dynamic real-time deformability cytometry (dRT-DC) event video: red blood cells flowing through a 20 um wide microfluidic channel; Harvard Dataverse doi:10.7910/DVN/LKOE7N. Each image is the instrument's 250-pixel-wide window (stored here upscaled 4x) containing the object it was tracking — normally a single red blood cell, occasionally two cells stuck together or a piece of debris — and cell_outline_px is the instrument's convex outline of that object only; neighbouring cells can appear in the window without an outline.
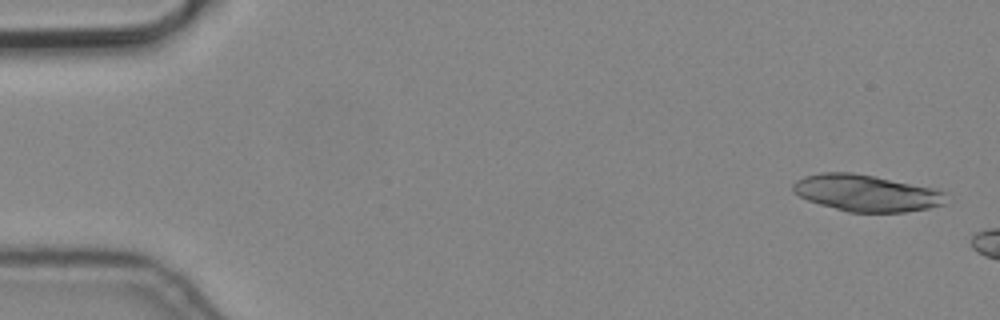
{"species": "common noctule bat (a hibernating species)", "species_latin": "Nyctalus noctula", "temperature_condition": "cold", "stored_images_in_passage": 4, "camera_frame_rate_fps": 3000, "um_per_image_px": 0.085, "animal": {"sex": "male", "body_mass_g": 19.2, "forearm_length_mm": 51.8}, "frame": {"image": 1, "passage_image": 1, "time_ms": 0.0, "image_size_px": [1000, 320], "cell_outline_px": [[948, 192], [944, 204], [928, 208], [904, 212], [848, 212], [820, 204], [808, 200], [792, 192], [792, 184], [796, 180], [804, 176], [820, 172], [852, 172], [876, 176], [936, 188]], "centroid_in_image_um": [73.65, 16.39], "position_along_channel_um": 11.3, "area_um2": 33.0}}